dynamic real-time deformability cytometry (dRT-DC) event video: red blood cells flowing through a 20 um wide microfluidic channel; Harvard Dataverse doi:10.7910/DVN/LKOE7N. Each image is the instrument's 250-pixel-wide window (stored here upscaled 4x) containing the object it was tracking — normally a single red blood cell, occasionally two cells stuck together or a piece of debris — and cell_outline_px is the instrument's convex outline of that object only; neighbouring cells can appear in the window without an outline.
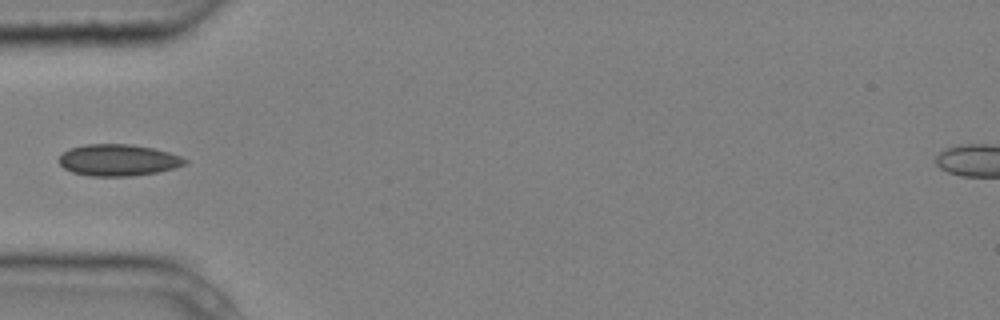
{"species": "common noctule bat (a hibernating species)", "species_latin": "Nyctalus noctula", "temperature_condition": "cold", "stored_images_in_passage": 4, "camera_frame_rate_fps": 3000, "um_per_image_px": 0.085, "animal": {"sex": "male", "body_mass_g": 20.4}, "frame": {"image": 1, "passage_image": 3, "time_ms": 0.667, "image_size_px": [1000, 320], "cell_outline_px": [[188, 164], [176, 168], [156, 172], [132, 176], [88, 176], [72, 172], [64, 168], [56, 160], [68, 148], [84, 144], [132, 144], [152, 148], [168, 152], [180, 156], [188, 160]], "centroid_in_image_um": [10.03, 13.61], "position_along_channel_um": 75.0, "area_um2": 23.41}}
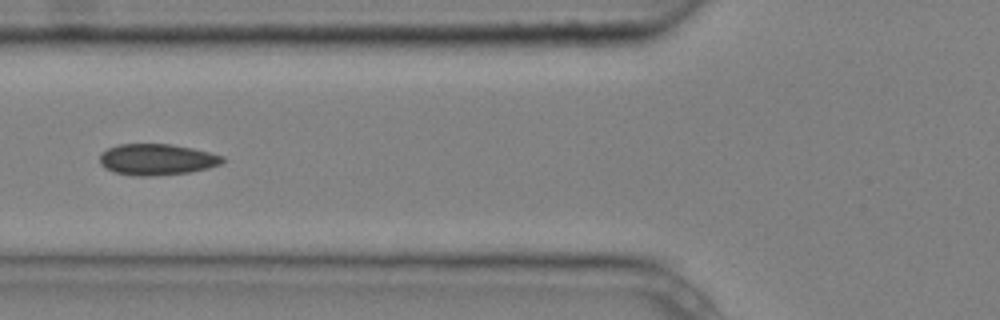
{"frame": {"image": 2, "passage_image": 4, "time_ms": 1.0, "image_size_px": [1000, 320], "cell_outline_px": [[224, 160], [220, 164], [208, 168], [188, 172], [152, 176], [132, 176], [112, 172], [104, 168], [100, 164], [100, 152], [108, 148], [120, 144], [172, 144], [192, 148], [224, 156]], "centroid_in_image_um": [13.28, 13.56], "position_along_channel_um": 112.5, "area_um2": 22.43}}